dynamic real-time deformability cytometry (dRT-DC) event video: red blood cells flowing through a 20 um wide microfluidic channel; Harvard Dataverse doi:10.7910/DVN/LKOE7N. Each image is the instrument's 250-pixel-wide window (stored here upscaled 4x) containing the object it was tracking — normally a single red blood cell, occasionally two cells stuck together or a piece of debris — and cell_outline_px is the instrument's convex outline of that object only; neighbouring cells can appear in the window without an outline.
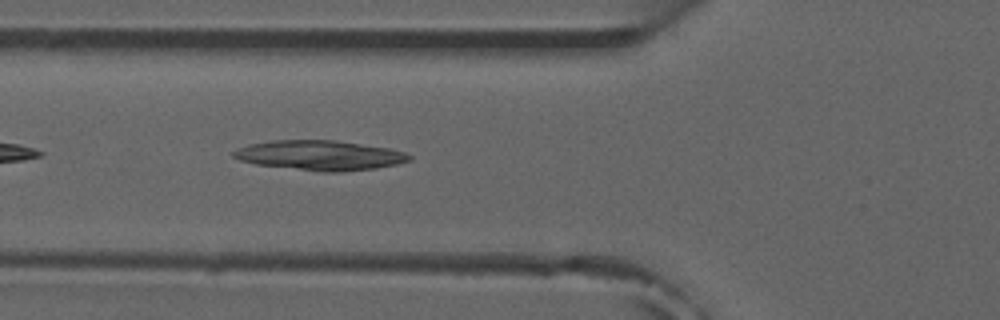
{"species": "common noctule bat (a hibernating species)", "species_latin": "Nyctalus noctula", "temperature_condition": "room temperature", "stored_images_in_passage": 6, "camera_frame_rate_fps": 3000, "um_per_image_px": 0.085, "animal": {"sex": "male", "forearm_length_mm": 52.5}, "frame": {"image": 1, "passage_image": 6, "time_ms": 6.0, "image_size_px": [1000, 320], "cell_outline_px": [[412, 160], [396, 164], [376, 168], [344, 172], [320, 172], [256, 164], [240, 160], [232, 156], [232, 152], [248, 144], [272, 140], [336, 140], [388, 148], [404, 152], [412, 156]], "centroid_in_image_um": [27.2, 13.21], "position_along_channel_um": 98.6, "area_um2": 30.58}}